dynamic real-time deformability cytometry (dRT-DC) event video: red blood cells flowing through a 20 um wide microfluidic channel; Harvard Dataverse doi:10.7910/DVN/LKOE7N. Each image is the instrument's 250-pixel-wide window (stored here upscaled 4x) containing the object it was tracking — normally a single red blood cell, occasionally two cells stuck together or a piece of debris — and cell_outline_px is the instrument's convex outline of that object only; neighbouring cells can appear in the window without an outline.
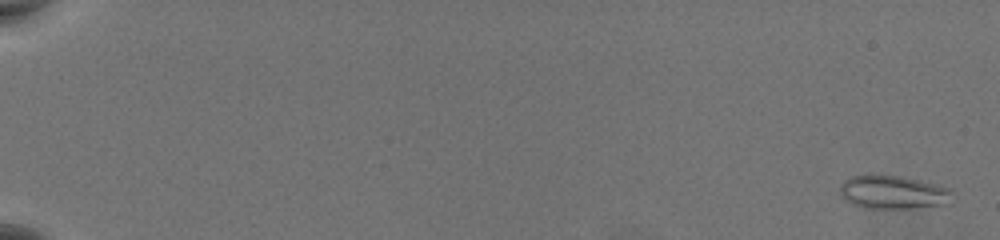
{"species": "common noctule bat (a hibernating species)", "species_latin": "Nyctalus noctula", "temperature_condition": "warm", "stored_images_in_passage": 50, "camera_frame_rate_fps": 3000, "um_per_image_px": 0.085, "animal": {"sex": "female", "body_mass_g": 19.5, "forearm_length_mm": 54.1}, "frame": {"image": 1, "passage_image": 2, "time_ms": 0.333, "image_size_px": [1000, 240], "cell_outline_px": [[952, 204], [908, 208], [868, 208], [844, 200], [840, 196], [840, 184], [844, 180], [852, 176], [900, 176], [936, 184], [948, 188], [952, 192]], "centroid_in_image_um": [75.94, 16.36], "position_along_channel_um": 9.1, "area_um2": 21.68}}
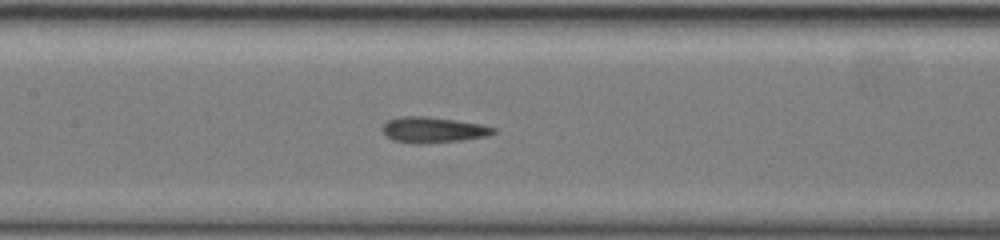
{"frame": {"image": 2, "passage_image": 33, "time_ms": 10.667, "image_size_px": [1000, 240], "cell_outline_px": [[496, 132], [488, 136], [464, 140], [420, 144], [416, 144], [392, 140], [380, 128], [388, 120], [404, 116], [424, 116], [456, 120], [480, 124], [496, 128]], "centroid_in_image_um": [36.83, 11.04], "position_along_channel_um": 170.6, "area_um2": 16.65}}
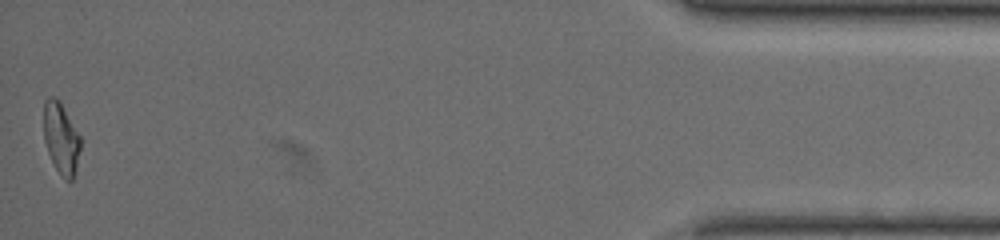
{"frame": {"image": 3, "passage_image": 50, "time_ms": 16.333, "image_size_px": [1000, 240], "cell_outline_px": [[80, 148], [76, 172], [72, 180], [64, 180], [56, 168], [48, 152], [44, 140], [44, 100], [48, 96], [52, 96], [60, 100], [80, 136]], "centroid_in_image_um": [5.19, 11.74], "position_along_channel_um": 430.0, "area_um2": 15.32}, "authors_computed_cell_mechanics": {"area_um2": 16.9643, "velocity_mm_per_s": 3.7383, "shape_relaxation_time_tau1_ms": null, "shape_relaxation_time_tau2_ms": 0.8724, "deformation_change_tau1": null, "deformation_change_tau2": 0.0803}}